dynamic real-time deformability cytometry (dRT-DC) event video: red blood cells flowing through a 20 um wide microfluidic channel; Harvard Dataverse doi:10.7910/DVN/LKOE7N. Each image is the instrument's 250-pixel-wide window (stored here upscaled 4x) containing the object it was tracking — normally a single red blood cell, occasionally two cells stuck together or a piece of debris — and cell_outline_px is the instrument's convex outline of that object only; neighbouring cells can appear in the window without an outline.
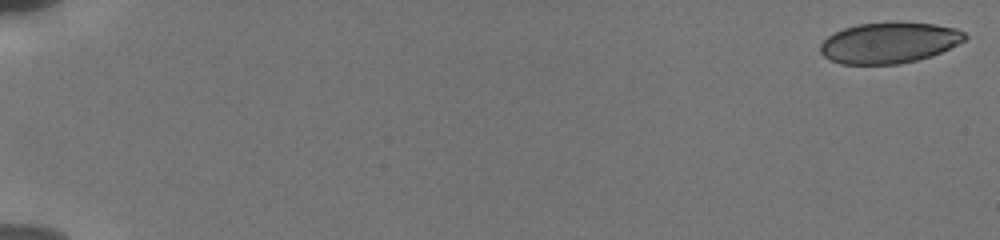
{"species": "human", "species_latin": "Homo sapiens", "temperature_condition": "cold", "stored_images_in_passage": 55, "camera_frame_rate_fps": 3000, "um_per_image_px": 0.085, "donor": {"sex": "male"}, "frame": {"image": 1, "passage_image": 1, "time_ms": 0.0, "image_size_px": [1000, 240], "cell_outline_px": [[968, 36], [964, 40], [932, 56], [900, 64], [840, 64], [828, 60], [820, 52], [820, 44], [828, 36], [844, 28], [860, 24], [896, 20], [936, 24], [956, 28], [964, 32]], "centroid_in_image_um": [75.57, 3.61], "position_along_channel_um": 9.4, "area_um2": 34.85}}
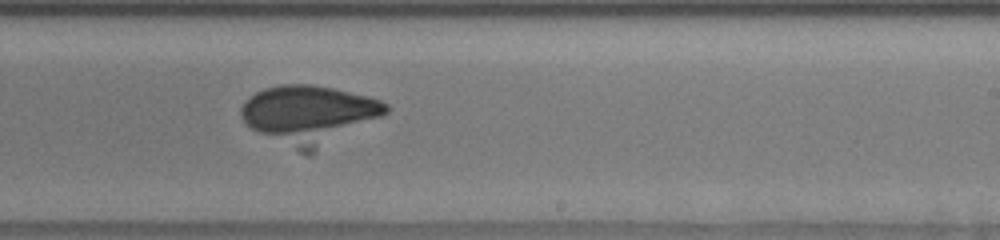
{"frame": {"image": 2, "passage_image": 36, "time_ms": 11.667, "image_size_px": [1000, 240], "cell_outline_px": [[388, 112], [308, 156], [304, 156], [252, 128], [240, 116], [240, 108], [244, 100], [256, 92], [264, 88], [284, 84], [312, 84], [332, 88], [368, 96], [380, 100], [388, 104]], "centroid_in_image_um": [26.25, 9.75], "position_along_channel_um": 262.8, "area_um2": 49.19}}
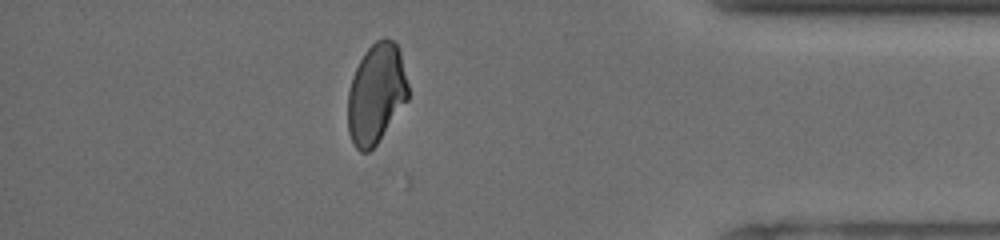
{"frame": {"image": 3, "passage_image": 49, "time_ms": 16.0, "image_size_px": [1000, 240], "cell_outline_px": [[408, 100], [376, 144], [368, 152], [360, 152], [356, 148], [348, 132], [348, 92], [352, 76], [364, 52], [376, 40], [384, 36], [392, 40], [400, 48], [408, 84]], "centroid_in_image_um": [31.98, 7.93], "position_along_channel_um": 403.2, "area_um2": 35.26}}